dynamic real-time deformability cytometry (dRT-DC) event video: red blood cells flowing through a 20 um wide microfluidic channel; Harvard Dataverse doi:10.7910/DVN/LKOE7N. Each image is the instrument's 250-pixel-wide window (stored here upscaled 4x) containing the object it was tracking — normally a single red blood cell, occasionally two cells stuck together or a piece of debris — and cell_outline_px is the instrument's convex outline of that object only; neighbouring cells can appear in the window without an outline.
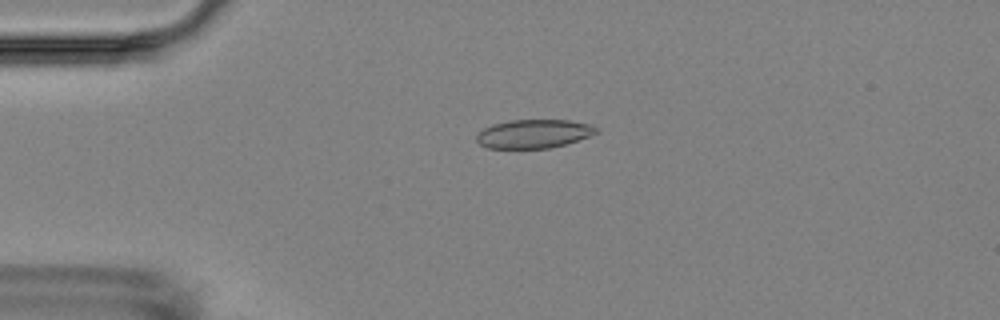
{"species": "Egyptian fruit bat (a non-hibernating species)", "species_latin": "Rousettus aegyptiacus", "temperature_condition": "room temperature", "stored_images_in_passage": 5, "camera_frame_rate_fps": 3000, "um_per_image_px": 0.085, "animal": {"sex": "female"}, "frame": {"image": 1, "passage_image": 4, "time_ms": 3.333, "image_size_px": [1000, 320], "cell_outline_px": [[596, 132], [588, 136], [564, 144], [548, 148], [488, 148], [480, 144], [476, 140], [476, 136], [484, 128], [492, 124], [508, 120], [568, 120], [588, 124], [596, 128]], "centroid_in_image_um": [45.3, 11.36], "position_along_channel_um": 39.7, "area_um2": 19.65}}